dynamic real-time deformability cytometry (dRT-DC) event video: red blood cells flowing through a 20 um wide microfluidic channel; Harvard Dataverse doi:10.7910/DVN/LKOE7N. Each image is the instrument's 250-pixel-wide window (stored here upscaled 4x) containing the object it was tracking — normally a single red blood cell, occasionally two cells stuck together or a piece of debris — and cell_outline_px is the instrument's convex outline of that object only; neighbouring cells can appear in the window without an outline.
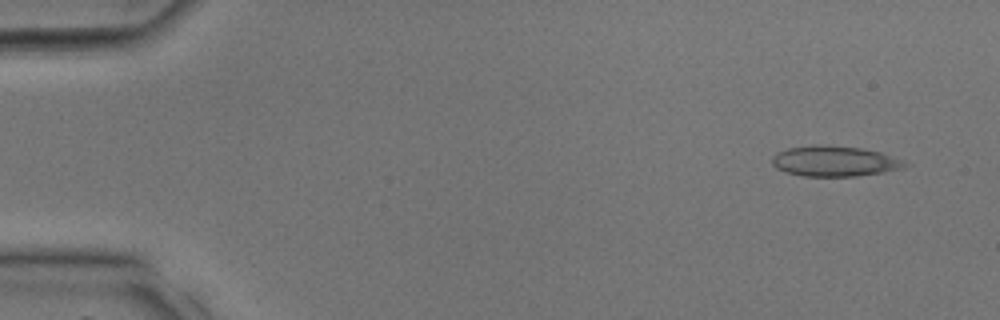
{"species": "common noctule bat (a hibernating species)", "species_latin": "Nyctalus noctula", "temperature_condition": "room temperature", "stored_images_in_passage": 8, "camera_frame_rate_fps": 3000, "um_per_image_px": 0.085, "animal": {"sex": "male", "body_mass_g": 17.9, "forearm_length_mm": 54.2}, "frame": {"image": 1, "passage_image": 3, "time_ms": 0.667, "image_size_px": [1000, 320], "cell_outline_px": [[912, 164], [904, 168], [884, 172], [856, 176], [804, 176], [784, 172], [776, 168], [772, 164], [772, 156], [776, 152], [788, 148], [812, 144], [820, 144], [860, 148], [880, 152]], "centroid_in_image_um": [70.91, 13.7], "position_along_channel_um": 14.1, "area_um2": 23.76}}